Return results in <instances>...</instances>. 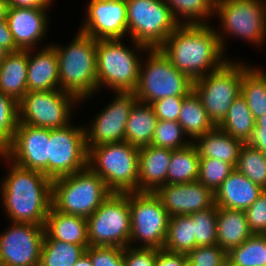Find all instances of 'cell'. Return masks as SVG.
<instances>
[{
  "mask_svg": "<svg viewBox=\"0 0 266 266\" xmlns=\"http://www.w3.org/2000/svg\"><path fill=\"white\" fill-rule=\"evenodd\" d=\"M18 123V102L0 91V152L12 141Z\"/></svg>",
  "mask_w": 266,
  "mask_h": 266,
  "instance_id": "obj_41",
  "label": "cell"
},
{
  "mask_svg": "<svg viewBox=\"0 0 266 266\" xmlns=\"http://www.w3.org/2000/svg\"><path fill=\"white\" fill-rule=\"evenodd\" d=\"M170 217L214 207L215 192L199 181L184 184H165L154 192Z\"/></svg>",
  "mask_w": 266,
  "mask_h": 266,
  "instance_id": "obj_19",
  "label": "cell"
},
{
  "mask_svg": "<svg viewBox=\"0 0 266 266\" xmlns=\"http://www.w3.org/2000/svg\"><path fill=\"white\" fill-rule=\"evenodd\" d=\"M217 214L218 207L216 205L189 214L193 221L195 247L217 244Z\"/></svg>",
  "mask_w": 266,
  "mask_h": 266,
  "instance_id": "obj_38",
  "label": "cell"
},
{
  "mask_svg": "<svg viewBox=\"0 0 266 266\" xmlns=\"http://www.w3.org/2000/svg\"><path fill=\"white\" fill-rule=\"evenodd\" d=\"M88 167L112 193L138 192L139 148L128 142L90 147Z\"/></svg>",
  "mask_w": 266,
  "mask_h": 266,
  "instance_id": "obj_4",
  "label": "cell"
},
{
  "mask_svg": "<svg viewBox=\"0 0 266 266\" xmlns=\"http://www.w3.org/2000/svg\"><path fill=\"white\" fill-rule=\"evenodd\" d=\"M193 266H228L227 252L217 244L197 246L186 254Z\"/></svg>",
  "mask_w": 266,
  "mask_h": 266,
  "instance_id": "obj_42",
  "label": "cell"
},
{
  "mask_svg": "<svg viewBox=\"0 0 266 266\" xmlns=\"http://www.w3.org/2000/svg\"><path fill=\"white\" fill-rule=\"evenodd\" d=\"M28 50L9 52L0 65V91L19 102L28 91Z\"/></svg>",
  "mask_w": 266,
  "mask_h": 266,
  "instance_id": "obj_26",
  "label": "cell"
},
{
  "mask_svg": "<svg viewBox=\"0 0 266 266\" xmlns=\"http://www.w3.org/2000/svg\"><path fill=\"white\" fill-rule=\"evenodd\" d=\"M244 212L250 231L253 234H264L266 231V190Z\"/></svg>",
  "mask_w": 266,
  "mask_h": 266,
  "instance_id": "obj_44",
  "label": "cell"
},
{
  "mask_svg": "<svg viewBox=\"0 0 266 266\" xmlns=\"http://www.w3.org/2000/svg\"><path fill=\"white\" fill-rule=\"evenodd\" d=\"M44 239H55L89 247L87 220L78 215H68L51 207L45 223Z\"/></svg>",
  "mask_w": 266,
  "mask_h": 266,
  "instance_id": "obj_24",
  "label": "cell"
},
{
  "mask_svg": "<svg viewBox=\"0 0 266 266\" xmlns=\"http://www.w3.org/2000/svg\"><path fill=\"white\" fill-rule=\"evenodd\" d=\"M87 167L85 128L68 125L50 129L49 178L54 180Z\"/></svg>",
  "mask_w": 266,
  "mask_h": 266,
  "instance_id": "obj_14",
  "label": "cell"
},
{
  "mask_svg": "<svg viewBox=\"0 0 266 266\" xmlns=\"http://www.w3.org/2000/svg\"><path fill=\"white\" fill-rule=\"evenodd\" d=\"M131 236L142 241L140 247L162 249L166 240L170 215L154 192H130Z\"/></svg>",
  "mask_w": 266,
  "mask_h": 266,
  "instance_id": "obj_11",
  "label": "cell"
},
{
  "mask_svg": "<svg viewBox=\"0 0 266 266\" xmlns=\"http://www.w3.org/2000/svg\"><path fill=\"white\" fill-rule=\"evenodd\" d=\"M185 134L178 121L158 120L151 145L171 150L187 147L192 141L182 139ZM183 140V141H182Z\"/></svg>",
  "mask_w": 266,
  "mask_h": 266,
  "instance_id": "obj_39",
  "label": "cell"
},
{
  "mask_svg": "<svg viewBox=\"0 0 266 266\" xmlns=\"http://www.w3.org/2000/svg\"><path fill=\"white\" fill-rule=\"evenodd\" d=\"M253 233L250 231L245 212L218 207L217 245L227 253L241 245Z\"/></svg>",
  "mask_w": 266,
  "mask_h": 266,
  "instance_id": "obj_27",
  "label": "cell"
},
{
  "mask_svg": "<svg viewBox=\"0 0 266 266\" xmlns=\"http://www.w3.org/2000/svg\"><path fill=\"white\" fill-rule=\"evenodd\" d=\"M148 56L146 67L143 63L140 65L139 82L134 91L137 101L152 104L171 96L186 97L193 90V81L180 72L160 48L149 49Z\"/></svg>",
  "mask_w": 266,
  "mask_h": 266,
  "instance_id": "obj_7",
  "label": "cell"
},
{
  "mask_svg": "<svg viewBox=\"0 0 266 266\" xmlns=\"http://www.w3.org/2000/svg\"><path fill=\"white\" fill-rule=\"evenodd\" d=\"M228 266H266V237L252 234L227 253Z\"/></svg>",
  "mask_w": 266,
  "mask_h": 266,
  "instance_id": "obj_34",
  "label": "cell"
},
{
  "mask_svg": "<svg viewBox=\"0 0 266 266\" xmlns=\"http://www.w3.org/2000/svg\"><path fill=\"white\" fill-rule=\"evenodd\" d=\"M248 68L229 60L221 68L193 81V91L215 126L224 120L233 101L241 95L243 73Z\"/></svg>",
  "mask_w": 266,
  "mask_h": 266,
  "instance_id": "obj_8",
  "label": "cell"
},
{
  "mask_svg": "<svg viewBox=\"0 0 266 266\" xmlns=\"http://www.w3.org/2000/svg\"><path fill=\"white\" fill-rule=\"evenodd\" d=\"M78 101L60 89L27 91L18 102L19 123L47 129L68 126L71 122V105Z\"/></svg>",
  "mask_w": 266,
  "mask_h": 266,
  "instance_id": "obj_12",
  "label": "cell"
},
{
  "mask_svg": "<svg viewBox=\"0 0 266 266\" xmlns=\"http://www.w3.org/2000/svg\"><path fill=\"white\" fill-rule=\"evenodd\" d=\"M0 46H2L8 52H17L20 50L16 46L13 35L6 20L0 21Z\"/></svg>",
  "mask_w": 266,
  "mask_h": 266,
  "instance_id": "obj_48",
  "label": "cell"
},
{
  "mask_svg": "<svg viewBox=\"0 0 266 266\" xmlns=\"http://www.w3.org/2000/svg\"><path fill=\"white\" fill-rule=\"evenodd\" d=\"M1 185L4 209L12 222L45 225L52 207L53 180L11 162Z\"/></svg>",
  "mask_w": 266,
  "mask_h": 266,
  "instance_id": "obj_2",
  "label": "cell"
},
{
  "mask_svg": "<svg viewBox=\"0 0 266 266\" xmlns=\"http://www.w3.org/2000/svg\"><path fill=\"white\" fill-rule=\"evenodd\" d=\"M199 154L191 143L187 147L172 151L167 171V184L195 182L199 172Z\"/></svg>",
  "mask_w": 266,
  "mask_h": 266,
  "instance_id": "obj_30",
  "label": "cell"
},
{
  "mask_svg": "<svg viewBox=\"0 0 266 266\" xmlns=\"http://www.w3.org/2000/svg\"><path fill=\"white\" fill-rule=\"evenodd\" d=\"M192 141L200 158L219 159L230 163L234 168L244 144V142L223 132L217 126L212 131L197 137L195 141L192 139Z\"/></svg>",
  "mask_w": 266,
  "mask_h": 266,
  "instance_id": "obj_25",
  "label": "cell"
},
{
  "mask_svg": "<svg viewBox=\"0 0 266 266\" xmlns=\"http://www.w3.org/2000/svg\"><path fill=\"white\" fill-rule=\"evenodd\" d=\"M86 220L89 246L127 247L131 236L129 193H112Z\"/></svg>",
  "mask_w": 266,
  "mask_h": 266,
  "instance_id": "obj_10",
  "label": "cell"
},
{
  "mask_svg": "<svg viewBox=\"0 0 266 266\" xmlns=\"http://www.w3.org/2000/svg\"><path fill=\"white\" fill-rule=\"evenodd\" d=\"M48 8L9 7L6 21L20 50H31L45 36L48 27ZM40 40V41H39Z\"/></svg>",
  "mask_w": 266,
  "mask_h": 266,
  "instance_id": "obj_20",
  "label": "cell"
},
{
  "mask_svg": "<svg viewBox=\"0 0 266 266\" xmlns=\"http://www.w3.org/2000/svg\"><path fill=\"white\" fill-rule=\"evenodd\" d=\"M45 225L12 222L0 235V262L11 266H40Z\"/></svg>",
  "mask_w": 266,
  "mask_h": 266,
  "instance_id": "obj_16",
  "label": "cell"
},
{
  "mask_svg": "<svg viewBox=\"0 0 266 266\" xmlns=\"http://www.w3.org/2000/svg\"><path fill=\"white\" fill-rule=\"evenodd\" d=\"M50 129L18 123L12 141L0 152L7 161L49 178Z\"/></svg>",
  "mask_w": 266,
  "mask_h": 266,
  "instance_id": "obj_15",
  "label": "cell"
},
{
  "mask_svg": "<svg viewBox=\"0 0 266 266\" xmlns=\"http://www.w3.org/2000/svg\"><path fill=\"white\" fill-rule=\"evenodd\" d=\"M181 266H193V264L188 259H186Z\"/></svg>",
  "mask_w": 266,
  "mask_h": 266,
  "instance_id": "obj_55",
  "label": "cell"
},
{
  "mask_svg": "<svg viewBox=\"0 0 266 266\" xmlns=\"http://www.w3.org/2000/svg\"><path fill=\"white\" fill-rule=\"evenodd\" d=\"M254 129H266V114L256 120Z\"/></svg>",
  "mask_w": 266,
  "mask_h": 266,
  "instance_id": "obj_53",
  "label": "cell"
},
{
  "mask_svg": "<svg viewBox=\"0 0 266 266\" xmlns=\"http://www.w3.org/2000/svg\"><path fill=\"white\" fill-rule=\"evenodd\" d=\"M187 259L186 254L158 249L155 266H181Z\"/></svg>",
  "mask_w": 266,
  "mask_h": 266,
  "instance_id": "obj_47",
  "label": "cell"
},
{
  "mask_svg": "<svg viewBox=\"0 0 266 266\" xmlns=\"http://www.w3.org/2000/svg\"><path fill=\"white\" fill-rule=\"evenodd\" d=\"M263 191V188L234 169L215 192V203L217 207L245 211Z\"/></svg>",
  "mask_w": 266,
  "mask_h": 266,
  "instance_id": "obj_22",
  "label": "cell"
},
{
  "mask_svg": "<svg viewBox=\"0 0 266 266\" xmlns=\"http://www.w3.org/2000/svg\"><path fill=\"white\" fill-rule=\"evenodd\" d=\"M9 10L8 0H0V21L6 20Z\"/></svg>",
  "mask_w": 266,
  "mask_h": 266,
  "instance_id": "obj_51",
  "label": "cell"
},
{
  "mask_svg": "<svg viewBox=\"0 0 266 266\" xmlns=\"http://www.w3.org/2000/svg\"><path fill=\"white\" fill-rule=\"evenodd\" d=\"M234 169L230 163L219 159L200 158L197 181L216 192Z\"/></svg>",
  "mask_w": 266,
  "mask_h": 266,
  "instance_id": "obj_40",
  "label": "cell"
},
{
  "mask_svg": "<svg viewBox=\"0 0 266 266\" xmlns=\"http://www.w3.org/2000/svg\"><path fill=\"white\" fill-rule=\"evenodd\" d=\"M266 2V1H265ZM262 0H216L214 12L228 36L259 44L266 37V3Z\"/></svg>",
  "mask_w": 266,
  "mask_h": 266,
  "instance_id": "obj_13",
  "label": "cell"
},
{
  "mask_svg": "<svg viewBox=\"0 0 266 266\" xmlns=\"http://www.w3.org/2000/svg\"><path fill=\"white\" fill-rule=\"evenodd\" d=\"M157 121L151 104L136 101L129 112L125 142L139 149L151 145Z\"/></svg>",
  "mask_w": 266,
  "mask_h": 266,
  "instance_id": "obj_28",
  "label": "cell"
},
{
  "mask_svg": "<svg viewBox=\"0 0 266 266\" xmlns=\"http://www.w3.org/2000/svg\"><path fill=\"white\" fill-rule=\"evenodd\" d=\"M255 125L256 120L248 108L246 100L240 95L233 101L227 116L217 127L232 137L247 143Z\"/></svg>",
  "mask_w": 266,
  "mask_h": 266,
  "instance_id": "obj_31",
  "label": "cell"
},
{
  "mask_svg": "<svg viewBox=\"0 0 266 266\" xmlns=\"http://www.w3.org/2000/svg\"><path fill=\"white\" fill-rule=\"evenodd\" d=\"M117 97L100 114L93 124L85 128L86 147L125 141V128L129 112L137 101L134 92H117ZM88 131V132H87Z\"/></svg>",
  "mask_w": 266,
  "mask_h": 266,
  "instance_id": "obj_17",
  "label": "cell"
},
{
  "mask_svg": "<svg viewBox=\"0 0 266 266\" xmlns=\"http://www.w3.org/2000/svg\"><path fill=\"white\" fill-rule=\"evenodd\" d=\"M241 95L255 120L266 114V73L249 67L243 73Z\"/></svg>",
  "mask_w": 266,
  "mask_h": 266,
  "instance_id": "obj_32",
  "label": "cell"
},
{
  "mask_svg": "<svg viewBox=\"0 0 266 266\" xmlns=\"http://www.w3.org/2000/svg\"><path fill=\"white\" fill-rule=\"evenodd\" d=\"M112 194L105 182L89 167L52 183V207L61 213L91 216Z\"/></svg>",
  "mask_w": 266,
  "mask_h": 266,
  "instance_id": "obj_5",
  "label": "cell"
},
{
  "mask_svg": "<svg viewBox=\"0 0 266 266\" xmlns=\"http://www.w3.org/2000/svg\"><path fill=\"white\" fill-rule=\"evenodd\" d=\"M158 249L144 247L123 248L125 266H155Z\"/></svg>",
  "mask_w": 266,
  "mask_h": 266,
  "instance_id": "obj_45",
  "label": "cell"
},
{
  "mask_svg": "<svg viewBox=\"0 0 266 266\" xmlns=\"http://www.w3.org/2000/svg\"><path fill=\"white\" fill-rule=\"evenodd\" d=\"M206 24H180L160 50L170 62L192 81L221 68L225 37Z\"/></svg>",
  "mask_w": 266,
  "mask_h": 266,
  "instance_id": "obj_1",
  "label": "cell"
},
{
  "mask_svg": "<svg viewBox=\"0 0 266 266\" xmlns=\"http://www.w3.org/2000/svg\"><path fill=\"white\" fill-rule=\"evenodd\" d=\"M128 34L134 48H160L180 25L164 0H126Z\"/></svg>",
  "mask_w": 266,
  "mask_h": 266,
  "instance_id": "obj_6",
  "label": "cell"
},
{
  "mask_svg": "<svg viewBox=\"0 0 266 266\" xmlns=\"http://www.w3.org/2000/svg\"><path fill=\"white\" fill-rule=\"evenodd\" d=\"M73 266H92L90 256L85 252Z\"/></svg>",
  "mask_w": 266,
  "mask_h": 266,
  "instance_id": "obj_52",
  "label": "cell"
},
{
  "mask_svg": "<svg viewBox=\"0 0 266 266\" xmlns=\"http://www.w3.org/2000/svg\"><path fill=\"white\" fill-rule=\"evenodd\" d=\"M57 53L60 90L79 102L97 91V40L78 32L67 47L52 45Z\"/></svg>",
  "mask_w": 266,
  "mask_h": 266,
  "instance_id": "obj_3",
  "label": "cell"
},
{
  "mask_svg": "<svg viewBox=\"0 0 266 266\" xmlns=\"http://www.w3.org/2000/svg\"><path fill=\"white\" fill-rule=\"evenodd\" d=\"M171 149L153 145L139 149L138 192H155L167 184Z\"/></svg>",
  "mask_w": 266,
  "mask_h": 266,
  "instance_id": "obj_21",
  "label": "cell"
},
{
  "mask_svg": "<svg viewBox=\"0 0 266 266\" xmlns=\"http://www.w3.org/2000/svg\"><path fill=\"white\" fill-rule=\"evenodd\" d=\"M184 98L185 97L171 96L153 102L151 106L158 120L178 121Z\"/></svg>",
  "mask_w": 266,
  "mask_h": 266,
  "instance_id": "obj_46",
  "label": "cell"
},
{
  "mask_svg": "<svg viewBox=\"0 0 266 266\" xmlns=\"http://www.w3.org/2000/svg\"><path fill=\"white\" fill-rule=\"evenodd\" d=\"M121 39H99L96 47L97 90L107 85L115 92H134L141 61Z\"/></svg>",
  "mask_w": 266,
  "mask_h": 266,
  "instance_id": "obj_9",
  "label": "cell"
},
{
  "mask_svg": "<svg viewBox=\"0 0 266 266\" xmlns=\"http://www.w3.org/2000/svg\"><path fill=\"white\" fill-rule=\"evenodd\" d=\"M85 252L92 266H125L121 247L89 246Z\"/></svg>",
  "mask_w": 266,
  "mask_h": 266,
  "instance_id": "obj_43",
  "label": "cell"
},
{
  "mask_svg": "<svg viewBox=\"0 0 266 266\" xmlns=\"http://www.w3.org/2000/svg\"><path fill=\"white\" fill-rule=\"evenodd\" d=\"M0 266H11L10 264H6V263H3V262H0Z\"/></svg>",
  "mask_w": 266,
  "mask_h": 266,
  "instance_id": "obj_56",
  "label": "cell"
},
{
  "mask_svg": "<svg viewBox=\"0 0 266 266\" xmlns=\"http://www.w3.org/2000/svg\"><path fill=\"white\" fill-rule=\"evenodd\" d=\"M247 144L261 151L266 157V129H254Z\"/></svg>",
  "mask_w": 266,
  "mask_h": 266,
  "instance_id": "obj_49",
  "label": "cell"
},
{
  "mask_svg": "<svg viewBox=\"0 0 266 266\" xmlns=\"http://www.w3.org/2000/svg\"><path fill=\"white\" fill-rule=\"evenodd\" d=\"M52 0H8L9 7L48 8Z\"/></svg>",
  "mask_w": 266,
  "mask_h": 266,
  "instance_id": "obj_50",
  "label": "cell"
},
{
  "mask_svg": "<svg viewBox=\"0 0 266 266\" xmlns=\"http://www.w3.org/2000/svg\"><path fill=\"white\" fill-rule=\"evenodd\" d=\"M179 24H206L205 18L214 15L216 0H164ZM188 19L185 22L179 19ZM180 20V21H179Z\"/></svg>",
  "mask_w": 266,
  "mask_h": 266,
  "instance_id": "obj_36",
  "label": "cell"
},
{
  "mask_svg": "<svg viewBox=\"0 0 266 266\" xmlns=\"http://www.w3.org/2000/svg\"><path fill=\"white\" fill-rule=\"evenodd\" d=\"M163 248L171 252L183 254H187L195 248L193 221L190 215L170 217Z\"/></svg>",
  "mask_w": 266,
  "mask_h": 266,
  "instance_id": "obj_33",
  "label": "cell"
},
{
  "mask_svg": "<svg viewBox=\"0 0 266 266\" xmlns=\"http://www.w3.org/2000/svg\"><path fill=\"white\" fill-rule=\"evenodd\" d=\"M178 123L182 126L185 135L194 140L216 127L193 90L183 99Z\"/></svg>",
  "mask_w": 266,
  "mask_h": 266,
  "instance_id": "obj_29",
  "label": "cell"
},
{
  "mask_svg": "<svg viewBox=\"0 0 266 266\" xmlns=\"http://www.w3.org/2000/svg\"><path fill=\"white\" fill-rule=\"evenodd\" d=\"M85 250L82 245L44 239L40 266H73Z\"/></svg>",
  "mask_w": 266,
  "mask_h": 266,
  "instance_id": "obj_35",
  "label": "cell"
},
{
  "mask_svg": "<svg viewBox=\"0 0 266 266\" xmlns=\"http://www.w3.org/2000/svg\"><path fill=\"white\" fill-rule=\"evenodd\" d=\"M79 32L99 39H122L128 32L126 0H90Z\"/></svg>",
  "mask_w": 266,
  "mask_h": 266,
  "instance_id": "obj_18",
  "label": "cell"
},
{
  "mask_svg": "<svg viewBox=\"0 0 266 266\" xmlns=\"http://www.w3.org/2000/svg\"><path fill=\"white\" fill-rule=\"evenodd\" d=\"M47 46L36 55L28 50V91L60 89L57 53L52 45Z\"/></svg>",
  "mask_w": 266,
  "mask_h": 266,
  "instance_id": "obj_23",
  "label": "cell"
},
{
  "mask_svg": "<svg viewBox=\"0 0 266 266\" xmlns=\"http://www.w3.org/2000/svg\"><path fill=\"white\" fill-rule=\"evenodd\" d=\"M8 53L9 52L6 49L0 46V65L4 62V59Z\"/></svg>",
  "mask_w": 266,
  "mask_h": 266,
  "instance_id": "obj_54",
  "label": "cell"
},
{
  "mask_svg": "<svg viewBox=\"0 0 266 266\" xmlns=\"http://www.w3.org/2000/svg\"><path fill=\"white\" fill-rule=\"evenodd\" d=\"M235 169L266 190V157L261 151L244 143Z\"/></svg>",
  "mask_w": 266,
  "mask_h": 266,
  "instance_id": "obj_37",
  "label": "cell"
}]
</instances>
